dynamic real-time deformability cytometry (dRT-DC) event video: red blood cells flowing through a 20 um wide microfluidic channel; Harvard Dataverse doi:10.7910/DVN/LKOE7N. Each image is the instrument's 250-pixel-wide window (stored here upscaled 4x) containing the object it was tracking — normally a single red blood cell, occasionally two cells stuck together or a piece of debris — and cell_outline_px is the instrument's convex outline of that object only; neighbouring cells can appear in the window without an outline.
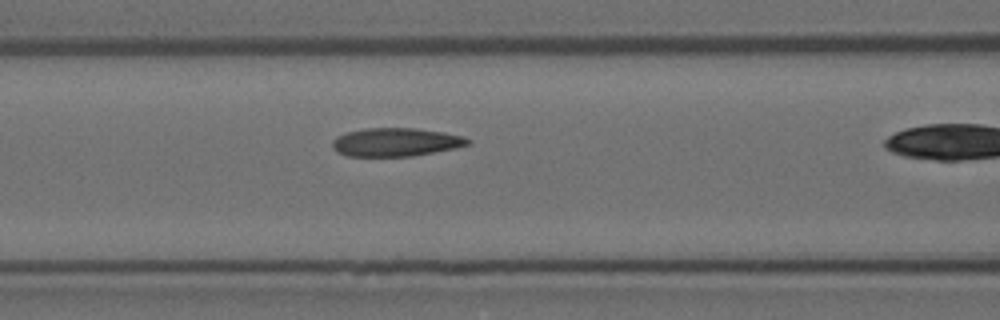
{"species": "Egyptian fruit bat (a non-hibernating species)", "species_latin": "Rousettus aegyptiacus", "temperature_condition": "room temperature", "stored_images_in_passage": 41, "camera_frame_rate_fps": 3000, "um_per_image_px": 0.085, "animal": {"sex": "female"}, "frame": {"image": 1, "passage_image": 19, "time_ms": 6.0, "image_size_px": [1000, 320], "cell_outline_px": [[472, 144], [456, 148], [412, 156], [348, 156], [332, 148], [332, 140], [336, 136], [348, 132], [364, 128], [416, 128], [444, 132], [460, 136], [472, 140]], "centroid_in_image_um": [33.66, 12.08], "position_along_channel_um": 132.9, "area_um2": 22.43}}
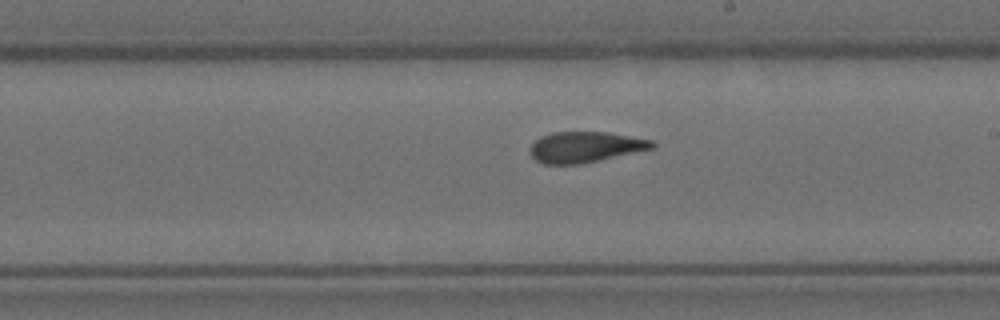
{"frame": {"image": 2, "passage_image": 28, "time_ms": 9.0, "image_size_px": [1000, 320], "cell_outline_px": [[656, 144], [652, 148], [580, 164], [544, 164], [536, 160], [528, 152], [532, 144], [540, 136], [552, 132], [608, 132], [652, 140]], "centroid_in_image_um": [49.69, 12.49], "position_along_channel_um": 239.3, "area_um2": 21.68}}
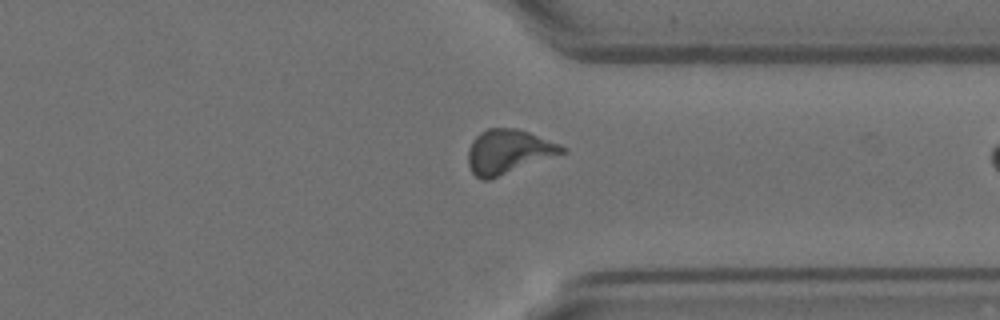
{"frame": {"image": 3, "passage_image": 39, "time_ms": 12.667, "image_size_px": [1000, 320], "cell_outline_px": [[568, 152], [488, 180], [484, 180], [476, 176], [472, 172], [468, 164], [468, 148], [472, 140], [480, 132], [488, 128], [516, 128], [528, 132], [560, 144], [568, 148]], "centroid_in_image_um": [43.22, 12.89], "position_along_channel_um": 368.2, "area_um2": 24.28}}